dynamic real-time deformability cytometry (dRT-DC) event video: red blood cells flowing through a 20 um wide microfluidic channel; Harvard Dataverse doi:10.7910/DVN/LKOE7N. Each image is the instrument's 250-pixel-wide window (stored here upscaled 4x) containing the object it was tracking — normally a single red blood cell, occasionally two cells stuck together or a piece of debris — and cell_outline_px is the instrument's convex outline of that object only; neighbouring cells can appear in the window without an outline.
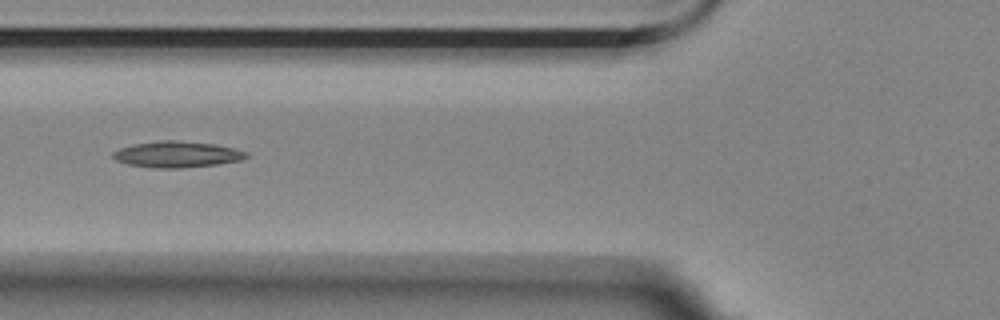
{"species": "Egyptian fruit bat (a non-hibernating species)", "species_latin": "Rousettus aegyptiacus", "temperature_condition": "room temperature", "stored_images_in_passage": 7, "camera_frame_rate_fps": 3000, "um_per_image_px": 0.085, "animal": {"sex": "female"}, "frame": {"image": 1, "passage_image": 5, "time_ms": 4.667, "image_size_px": [1000, 320], "cell_outline_px": [[248, 156], [240, 160], [216, 164], [180, 168], [152, 168], [128, 164], [116, 160], [112, 156], [112, 152], [120, 148], [136, 144], [160, 140], [176, 140], [216, 144], [248, 152]], "centroid_in_image_um": [15.03, 13.12], "position_along_channel_um": 110.8, "area_um2": 20.17}}
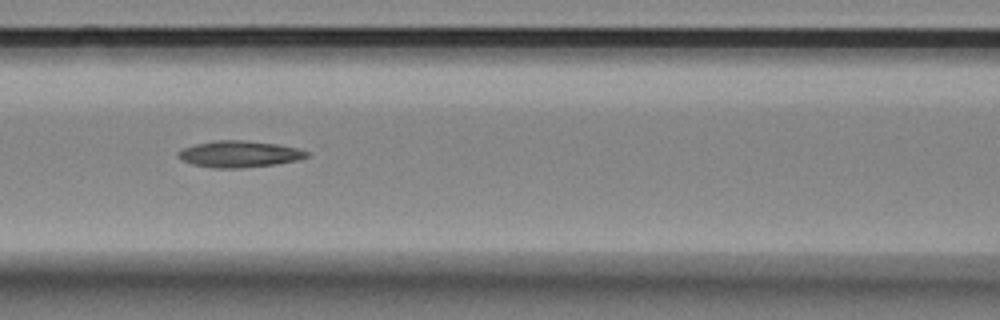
{"frame": {"image": 2, "passage_image": 6, "time_ms": 5.667, "image_size_px": [1000, 320], "cell_outline_px": [[308, 156], [300, 160], [276, 164], [240, 168], [212, 168], [192, 164], [176, 156], [184, 148], [196, 144], [216, 140], [244, 140], [276, 144], [296, 148], [308, 152]], "centroid_in_image_um": [20.36, 13.1], "position_along_channel_um": 146.2, "area_um2": 19.65}}
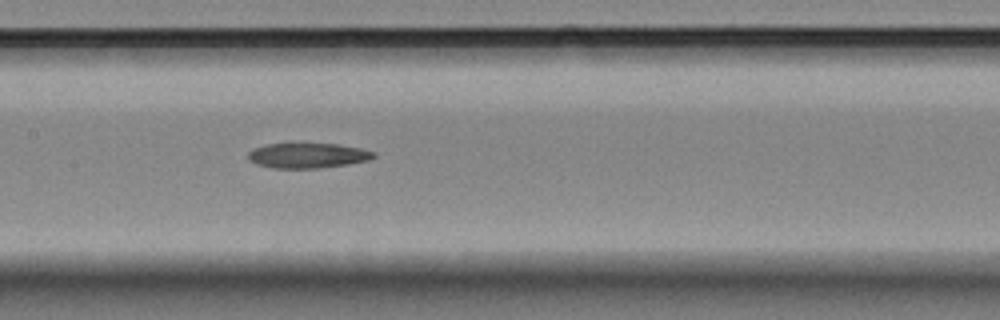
{"frame": {"image": 3, "passage_image": 7, "time_ms": 6.667, "image_size_px": [1000, 320], "cell_outline_px": [[376, 156], [368, 160], [348, 164], [320, 168], [272, 168], [256, 164], [248, 160], [248, 152], [252, 148], [268, 144], [292, 140], [336, 144], [360, 148], [376, 152]], "centroid_in_image_um": [26.09, 13.17], "position_along_channel_um": 181.3, "area_um2": 19.31}}